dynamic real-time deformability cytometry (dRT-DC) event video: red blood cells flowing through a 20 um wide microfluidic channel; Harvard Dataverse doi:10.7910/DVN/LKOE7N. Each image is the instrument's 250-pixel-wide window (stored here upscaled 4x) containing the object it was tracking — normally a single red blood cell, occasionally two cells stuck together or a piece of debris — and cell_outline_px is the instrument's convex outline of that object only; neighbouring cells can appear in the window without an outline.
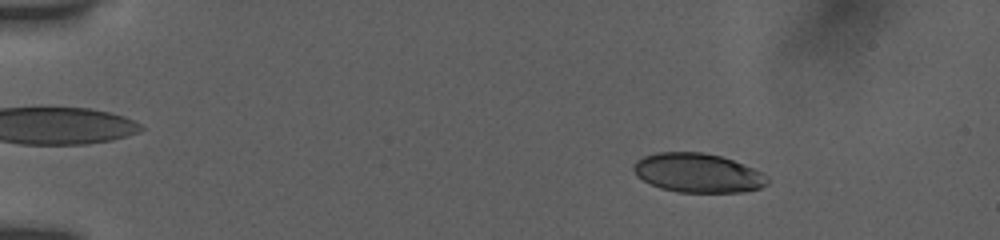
{"species": "human", "species_latin": "Homo sapiens", "temperature_condition": "room temperature", "stored_images_in_passage": 63, "camera_frame_rate_fps": 3000, "um_per_image_px": 0.085, "donor": {"sex": "female"}, "frame": {"image": 1, "passage_image": 12, "time_ms": 2.333, "image_size_px": [1000, 240], "cell_outline_px": [[768, 184], [760, 188], [740, 192], [680, 192], [660, 188], [644, 180], [632, 168], [632, 164], [636, 160], [644, 156], [656, 152], [704, 152], [720, 156], [732, 160], [752, 168], [768, 176]], "centroid_in_image_um": [59.31, 14.69], "position_along_channel_um": 25.7, "area_um2": 30.29}}
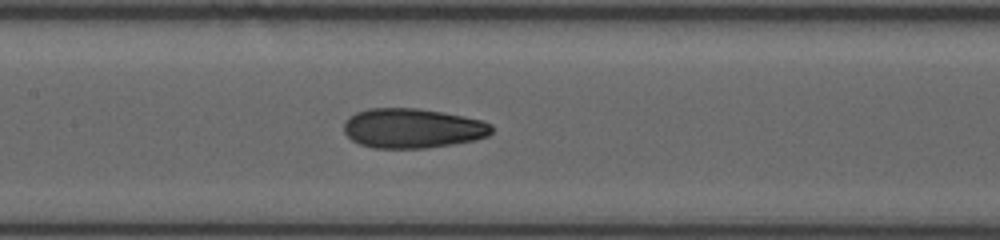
{"frame": {"image": 2, "passage_image": 42, "time_ms": 8.667, "image_size_px": [1000, 240], "cell_outline_px": [[492, 132], [488, 136], [476, 140], [452, 144], [424, 148], [372, 148], [360, 144], [352, 140], [344, 132], [344, 124], [356, 112], [368, 108], [416, 108], [464, 116], [480, 120], [492, 124]], "centroid_in_image_um": [35.08, 10.91], "position_along_channel_um": 172.3, "area_um2": 34.04}}
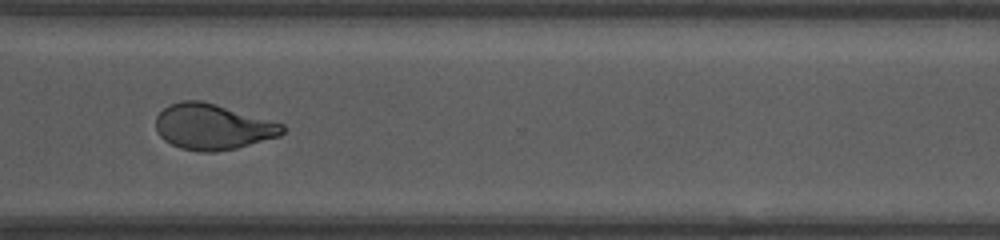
{"frame": {"image": 3, "passage_image": 62, "time_ms": 13.333, "image_size_px": [1000, 240], "cell_outline_px": [[284, 132], [280, 136], [236, 148], [212, 152], [200, 152], [180, 148], [164, 140], [160, 136], [156, 128], [156, 116], [168, 104], [184, 100], [200, 100], [216, 104], [284, 124]], "centroid_in_image_um": [18.06, 10.77], "position_along_channel_um": 352.5, "area_um2": 33.64}}